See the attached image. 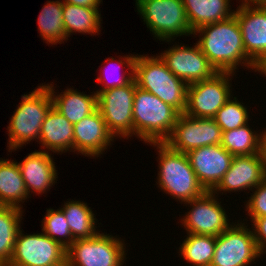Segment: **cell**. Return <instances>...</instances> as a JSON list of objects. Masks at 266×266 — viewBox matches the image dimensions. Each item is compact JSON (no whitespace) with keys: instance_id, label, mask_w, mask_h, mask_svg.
<instances>
[{"instance_id":"cell-27","label":"cell","mask_w":266,"mask_h":266,"mask_svg":"<svg viewBox=\"0 0 266 266\" xmlns=\"http://www.w3.org/2000/svg\"><path fill=\"white\" fill-rule=\"evenodd\" d=\"M23 213L17 207L0 206V266H7L11 260Z\"/></svg>"},{"instance_id":"cell-34","label":"cell","mask_w":266,"mask_h":266,"mask_svg":"<svg viewBox=\"0 0 266 266\" xmlns=\"http://www.w3.org/2000/svg\"><path fill=\"white\" fill-rule=\"evenodd\" d=\"M250 219L257 248L263 255L266 253V216Z\"/></svg>"},{"instance_id":"cell-16","label":"cell","mask_w":266,"mask_h":266,"mask_svg":"<svg viewBox=\"0 0 266 266\" xmlns=\"http://www.w3.org/2000/svg\"><path fill=\"white\" fill-rule=\"evenodd\" d=\"M186 154L199 183L206 191H212L218 185L234 157L220 144L196 148Z\"/></svg>"},{"instance_id":"cell-31","label":"cell","mask_w":266,"mask_h":266,"mask_svg":"<svg viewBox=\"0 0 266 266\" xmlns=\"http://www.w3.org/2000/svg\"><path fill=\"white\" fill-rule=\"evenodd\" d=\"M244 103L238 101L233 96L217 111L213 117L214 121L220 126L222 132L239 128L248 124L249 114Z\"/></svg>"},{"instance_id":"cell-4","label":"cell","mask_w":266,"mask_h":266,"mask_svg":"<svg viewBox=\"0 0 266 266\" xmlns=\"http://www.w3.org/2000/svg\"><path fill=\"white\" fill-rule=\"evenodd\" d=\"M134 79L142 90L157 96L174 107L180 114L186 109L187 84L176 77L157 56L137 55L134 62Z\"/></svg>"},{"instance_id":"cell-10","label":"cell","mask_w":266,"mask_h":266,"mask_svg":"<svg viewBox=\"0 0 266 266\" xmlns=\"http://www.w3.org/2000/svg\"><path fill=\"white\" fill-rule=\"evenodd\" d=\"M19 229L13 255L7 266H66V252L60 243L41 233L24 234Z\"/></svg>"},{"instance_id":"cell-2","label":"cell","mask_w":266,"mask_h":266,"mask_svg":"<svg viewBox=\"0 0 266 266\" xmlns=\"http://www.w3.org/2000/svg\"><path fill=\"white\" fill-rule=\"evenodd\" d=\"M157 148L158 187L177 199L180 203L189 202L203 195L206 190L199 183L186 153L175 151L164 142L148 143ZM159 149V150H158Z\"/></svg>"},{"instance_id":"cell-37","label":"cell","mask_w":266,"mask_h":266,"mask_svg":"<svg viewBox=\"0 0 266 266\" xmlns=\"http://www.w3.org/2000/svg\"><path fill=\"white\" fill-rule=\"evenodd\" d=\"M244 4L266 6V0H240Z\"/></svg>"},{"instance_id":"cell-5","label":"cell","mask_w":266,"mask_h":266,"mask_svg":"<svg viewBox=\"0 0 266 266\" xmlns=\"http://www.w3.org/2000/svg\"><path fill=\"white\" fill-rule=\"evenodd\" d=\"M52 106L51 94L43 83L29 94L22 95L7 126L8 152L16 151L24 144L26 146L31 140L39 141L43 121Z\"/></svg>"},{"instance_id":"cell-32","label":"cell","mask_w":266,"mask_h":266,"mask_svg":"<svg viewBox=\"0 0 266 266\" xmlns=\"http://www.w3.org/2000/svg\"><path fill=\"white\" fill-rule=\"evenodd\" d=\"M136 56H137V54L136 55H126V56H121L118 60H116L115 58H106V60H105V62H107L108 61V63H106V64H109V65H111V67H112V65H114L112 62H116L117 64H115V66L116 65H118V67H119V65H122L124 68H128V70H130V72L129 71H127V70H125V72L122 74L121 73V75H119V77L118 78H114V80L112 79V81L109 79V76L108 77H106V73L107 72H109V71H107L106 72V70H105V72L106 73H101V74H103V75H105V76H103V75H99L97 78H96V80H97V83L99 82L100 84H103V87L101 88V89H98L97 91H95V93L98 95L100 92H102V91H104V90H109V89H113V88H117V87H123V86H126V85H128L133 79H134V62H135V59H136ZM112 63V64H111ZM115 66L113 67V68H115ZM110 66H108V68H109ZM117 67V66H116ZM117 67V68H118ZM111 68H109V70H110ZM114 69H112V71H113ZM116 70V69H115ZM114 70V71H115ZM129 72V73H128ZM120 74V73H119ZM113 77V76H112ZM116 77V76H115ZM106 78V79H105ZM111 81V82H108V79Z\"/></svg>"},{"instance_id":"cell-15","label":"cell","mask_w":266,"mask_h":266,"mask_svg":"<svg viewBox=\"0 0 266 266\" xmlns=\"http://www.w3.org/2000/svg\"><path fill=\"white\" fill-rule=\"evenodd\" d=\"M234 15L246 55L261 69L266 64V6L241 3Z\"/></svg>"},{"instance_id":"cell-28","label":"cell","mask_w":266,"mask_h":266,"mask_svg":"<svg viewBox=\"0 0 266 266\" xmlns=\"http://www.w3.org/2000/svg\"><path fill=\"white\" fill-rule=\"evenodd\" d=\"M248 124L222 132L221 144L233 156L255 155L261 151L263 131L257 133Z\"/></svg>"},{"instance_id":"cell-19","label":"cell","mask_w":266,"mask_h":266,"mask_svg":"<svg viewBox=\"0 0 266 266\" xmlns=\"http://www.w3.org/2000/svg\"><path fill=\"white\" fill-rule=\"evenodd\" d=\"M50 152L34 151L18 163L25 187L30 193L44 194L57 183V170Z\"/></svg>"},{"instance_id":"cell-33","label":"cell","mask_w":266,"mask_h":266,"mask_svg":"<svg viewBox=\"0 0 266 266\" xmlns=\"http://www.w3.org/2000/svg\"><path fill=\"white\" fill-rule=\"evenodd\" d=\"M248 198L246 204L247 215L250 218H258L266 216V179L258 184Z\"/></svg>"},{"instance_id":"cell-35","label":"cell","mask_w":266,"mask_h":266,"mask_svg":"<svg viewBox=\"0 0 266 266\" xmlns=\"http://www.w3.org/2000/svg\"><path fill=\"white\" fill-rule=\"evenodd\" d=\"M63 3H68L80 7H89L99 9L102 0H62Z\"/></svg>"},{"instance_id":"cell-18","label":"cell","mask_w":266,"mask_h":266,"mask_svg":"<svg viewBox=\"0 0 266 266\" xmlns=\"http://www.w3.org/2000/svg\"><path fill=\"white\" fill-rule=\"evenodd\" d=\"M74 151L90 158L99 157L116 139L109 131L97 108L92 114L73 125ZM104 151V152H103Z\"/></svg>"},{"instance_id":"cell-6","label":"cell","mask_w":266,"mask_h":266,"mask_svg":"<svg viewBox=\"0 0 266 266\" xmlns=\"http://www.w3.org/2000/svg\"><path fill=\"white\" fill-rule=\"evenodd\" d=\"M135 2L144 24L160 42L161 40L171 42L177 39L176 37L193 34L182 0H136Z\"/></svg>"},{"instance_id":"cell-21","label":"cell","mask_w":266,"mask_h":266,"mask_svg":"<svg viewBox=\"0 0 266 266\" xmlns=\"http://www.w3.org/2000/svg\"><path fill=\"white\" fill-rule=\"evenodd\" d=\"M44 85L49 89L53 107L73 125L92 114L98 108L97 94L95 92L87 95L73 88H67L64 92L58 94L54 91V84Z\"/></svg>"},{"instance_id":"cell-9","label":"cell","mask_w":266,"mask_h":266,"mask_svg":"<svg viewBox=\"0 0 266 266\" xmlns=\"http://www.w3.org/2000/svg\"><path fill=\"white\" fill-rule=\"evenodd\" d=\"M242 221L233 223L216 236L214 256L210 266H248L261 258L252 229Z\"/></svg>"},{"instance_id":"cell-38","label":"cell","mask_w":266,"mask_h":266,"mask_svg":"<svg viewBox=\"0 0 266 266\" xmlns=\"http://www.w3.org/2000/svg\"><path fill=\"white\" fill-rule=\"evenodd\" d=\"M260 73L266 77V64L260 69Z\"/></svg>"},{"instance_id":"cell-11","label":"cell","mask_w":266,"mask_h":266,"mask_svg":"<svg viewBox=\"0 0 266 266\" xmlns=\"http://www.w3.org/2000/svg\"><path fill=\"white\" fill-rule=\"evenodd\" d=\"M135 79L128 85L104 90L97 95V105L114 137L133 136V99Z\"/></svg>"},{"instance_id":"cell-22","label":"cell","mask_w":266,"mask_h":266,"mask_svg":"<svg viewBox=\"0 0 266 266\" xmlns=\"http://www.w3.org/2000/svg\"><path fill=\"white\" fill-rule=\"evenodd\" d=\"M192 31L211 23L223 21L232 15L230 0H182Z\"/></svg>"},{"instance_id":"cell-24","label":"cell","mask_w":266,"mask_h":266,"mask_svg":"<svg viewBox=\"0 0 266 266\" xmlns=\"http://www.w3.org/2000/svg\"><path fill=\"white\" fill-rule=\"evenodd\" d=\"M99 12L98 9L63 3V26L67 38L76 32L91 36L99 35L102 26Z\"/></svg>"},{"instance_id":"cell-26","label":"cell","mask_w":266,"mask_h":266,"mask_svg":"<svg viewBox=\"0 0 266 266\" xmlns=\"http://www.w3.org/2000/svg\"><path fill=\"white\" fill-rule=\"evenodd\" d=\"M38 30L47 44L57 45L69 40L63 26V2L48 1L38 15ZM64 40V41H63Z\"/></svg>"},{"instance_id":"cell-13","label":"cell","mask_w":266,"mask_h":266,"mask_svg":"<svg viewBox=\"0 0 266 266\" xmlns=\"http://www.w3.org/2000/svg\"><path fill=\"white\" fill-rule=\"evenodd\" d=\"M221 140L222 129L213 118H194L182 113L164 143L175 151L188 153L203 146L221 144Z\"/></svg>"},{"instance_id":"cell-14","label":"cell","mask_w":266,"mask_h":266,"mask_svg":"<svg viewBox=\"0 0 266 266\" xmlns=\"http://www.w3.org/2000/svg\"><path fill=\"white\" fill-rule=\"evenodd\" d=\"M167 68L187 85L210 79L217 71L201 51L199 45H173L159 54Z\"/></svg>"},{"instance_id":"cell-25","label":"cell","mask_w":266,"mask_h":266,"mask_svg":"<svg viewBox=\"0 0 266 266\" xmlns=\"http://www.w3.org/2000/svg\"><path fill=\"white\" fill-rule=\"evenodd\" d=\"M68 222L69 229L73 238L84 239L92 238L100 231L96 230V215L87 203L81 201L69 200L60 208Z\"/></svg>"},{"instance_id":"cell-1","label":"cell","mask_w":266,"mask_h":266,"mask_svg":"<svg viewBox=\"0 0 266 266\" xmlns=\"http://www.w3.org/2000/svg\"><path fill=\"white\" fill-rule=\"evenodd\" d=\"M193 35L199 36L197 44L217 72L235 74V69L240 65L260 72V68L246 55L235 15L223 21L203 25L193 31Z\"/></svg>"},{"instance_id":"cell-29","label":"cell","mask_w":266,"mask_h":266,"mask_svg":"<svg viewBox=\"0 0 266 266\" xmlns=\"http://www.w3.org/2000/svg\"><path fill=\"white\" fill-rule=\"evenodd\" d=\"M179 247L181 257L192 266H210L214 256L216 237L187 233Z\"/></svg>"},{"instance_id":"cell-17","label":"cell","mask_w":266,"mask_h":266,"mask_svg":"<svg viewBox=\"0 0 266 266\" xmlns=\"http://www.w3.org/2000/svg\"><path fill=\"white\" fill-rule=\"evenodd\" d=\"M266 179V170L262 154L234 156L229 170L218 185L212 190L214 194L252 191ZM223 191V192H221ZM227 191V192H226Z\"/></svg>"},{"instance_id":"cell-23","label":"cell","mask_w":266,"mask_h":266,"mask_svg":"<svg viewBox=\"0 0 266 266\" xmlns=\"http://www.w3.org/2000/svg\"><path fill=\"white\" fill-rule=\"evenodd\" d=\"M0 158V206H13L22 209L29 198L18 162Z\"/></svg>"},{"instance_id":"cell-30","label":"cell","mask_w":266,"mask_h":266,"mask_svg":"<svg viewBox=\"0 0 266 266\" xmlns=\"http://www.w3.org/2000/svg\"><path fill=\"white\" fill-rule=\"evenodd\" d=\"M41 222L42 232L60 243L64 248L67 249L75 241L61 209L56 211L51 208L47 209Z\"/></svg>"},{"instance_id":"cell-7","label":"cell","mask_w":266,"mask_h":266,"mask_svg":"<svg viewBox=\"0 0 266 266\" xmlns=\"http://www.w3.org/2000/svg\"><path fill=\"white\" fill-rule=\"evenodd\" d=\"M124 239L107 233L76 239L66 252V266H123L126 254Z\"/></svg>"},{"instance_id":"cell-3","label":"cell","mask_w":266,"mask_h":266,"mask_svg":"<svg viewBox=\"0 0 266 266\" xmlns=\"http://www.w3.org/2000/svg\"><path fill=\"white\" fill-rule=\"evenodd\" d=\"M179 115L174 107L142 90L135 81L133 136L145 143L164 142L172 133Z\"/></svg>"},{"instance_id":"cell-8","label":"cell","mask_w":266,"mask_h":266,"mask_svg":"<svg viewBox=\"0 0 266 266\" xmlns=\"http://www.w3.org/2000/svg\"><path fill=\"white\" fill-rule=\"evenodd\" d=\"M234 73L217 72L212 78L187 85L184 114L194 118H213L232 97L231 83Z\"/></svg>"},{"instance_id":"cell-12","label":"cell","mask_w":266,"mask_h":266,"mask_svg":"<svg viewBox=\"0 0 266 266\" xmlns=\"http://www.w3.org/2000/svg\"><path fill=\"white\" fill-rule=\"evenodd\" d=\"M217 197L212 191H206L200 197L183 203L190 207L180 219L187 233L216 237L233 224L229 222L226 211Z\"/></svg>"},{"instance_id":"cell-36","label":"cell","mask_w":266,"mask_h":266,"mask_svg":"<svg viewBox=\"0 0 266 266\" xmlns=\"http://www.w3.org/2000/svg\"><path fill=\"white\" fill-rule=\"evenodd\" d=\"M260 153L262 154V159H263L265 170H266V129L262 133Z\"/></svg>"},{"instance_id":"cell-20","label":"cell","mask_w":266,"mask_h":266,"mask_svg":"<svg viewBox=\"0 0 266 266\" xmlns=\"http://www.w3.org/2000/svg\"><path fill=\"white\" fill-rule=\"evenodd\" d=\"M41 151L65 153L74 150V128L53 106L48 111L39 135ZM46 148V150H44Z\"/></svg>"}]
</instances>
